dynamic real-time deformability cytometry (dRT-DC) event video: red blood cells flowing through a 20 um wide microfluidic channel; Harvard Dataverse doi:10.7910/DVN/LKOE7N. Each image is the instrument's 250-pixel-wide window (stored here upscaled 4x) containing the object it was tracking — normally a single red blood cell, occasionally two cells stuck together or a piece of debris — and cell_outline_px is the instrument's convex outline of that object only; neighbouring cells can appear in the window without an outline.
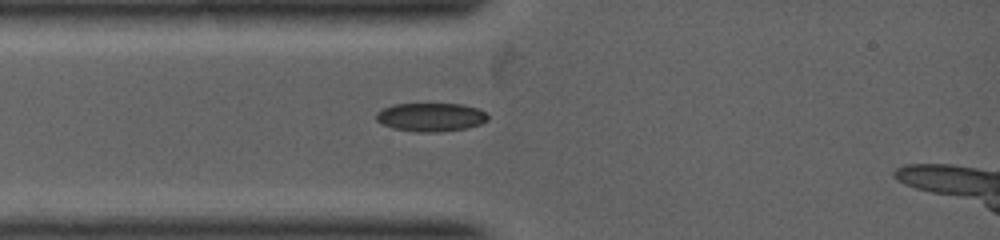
{"species": "common noctule bat (a hibernating species)", "species_latin": "Nyctalus noctula", "temperature_condition": "warm", "stored_images_in_passage": 26, "camera_frame_rate_fps": 5000, "um_per_image_px": 0.085, "animal": {"sex": "female", "body_mass_g": 19.0, "forearm_length_mm": 53.3}, "frame": {"image": 1, "passage_image": 1, "time_ms": 0.0, "image_size_px": [1000, 240], "cell_outline_px": [[488, 120], [480, 124], [468, 128], [440, 132], [416, 132], [392, 128], [380, 124], [376, 120], [376, 112], [392, 104], [464, 104], [476, 108], [484, 112], [488, 116]], "centroid_in_image_um": [36.59, 9.96], "position_along_channel_um": 48.4, "area_um2": 18.73}}
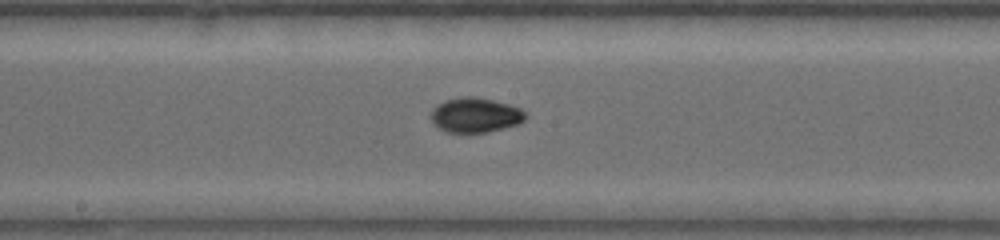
{"frame": {"image": 2, "passage_image": 11, "time_ms": 2.0, "image_size_px": [1000, 240], "cell_outline_px": [[528, 116], [520, 124], [488, 132], [468, 136], [464, 136], [444, 132], [436, 128], [432, 124], [428, 116], [432, 108], [436, 104], [444, 100], [460, 96], [476, 96], [508, 104], [520, 108]], "centroid_in_image_um": [40.31, 9.83], "position_along_channel_um": 207.9, "area_um2": 20.4}}
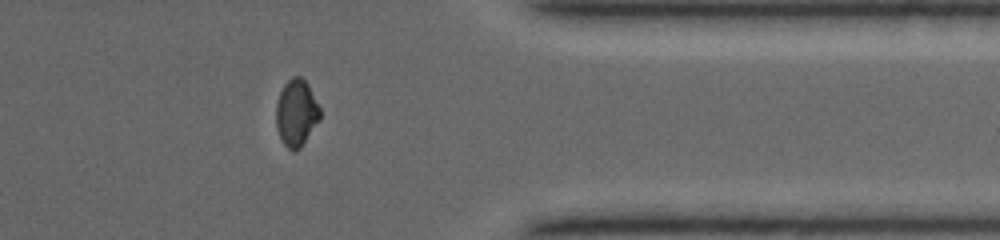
{"frame": {"image": 3, "passage_image": 22, "time_ms": 4.2, "image_size_px": [1000, 240], "cell_outline_px": [[320, 120], [300, 148], [288, 148], [284, 144], [276, 128], [276, 104], [280, 92], [284, 84], [292, 76], [300, 76], [308, 84], [320, 108]], "centroid_in_image_um": [25.19, 9.56], "position_along_channel_um": 386.2, "area_um2": 16.94}}